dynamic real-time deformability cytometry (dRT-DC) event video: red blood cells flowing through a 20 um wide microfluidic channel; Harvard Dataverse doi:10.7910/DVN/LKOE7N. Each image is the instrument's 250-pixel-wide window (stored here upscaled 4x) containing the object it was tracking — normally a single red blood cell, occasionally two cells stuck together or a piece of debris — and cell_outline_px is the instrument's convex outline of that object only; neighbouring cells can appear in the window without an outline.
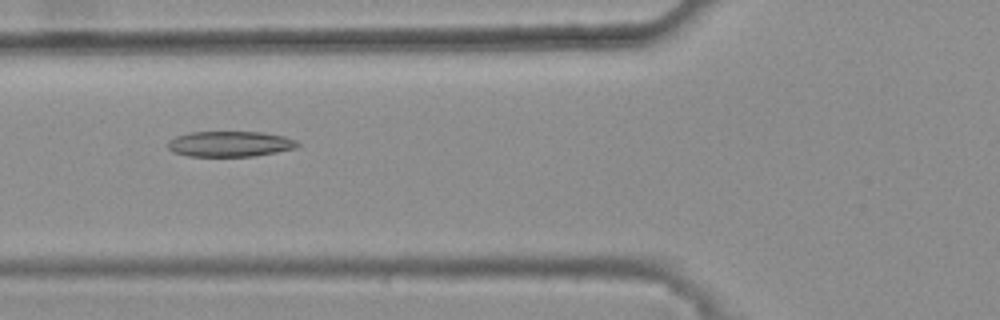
{"species": "common noctule bat (a hibernating species)", "species_latin": "Nyctalus noctula", "temperature_condition": "warm", "stored_images_in_passage": 34, "camera_frame_rate_fps": 3000, "um_per_image_px": 0.085, "animal": {"sex": "female", "body_mass_g": 25.1}, "frame": {"image": 1, "passage_image": 6, "time_ms": 1.667, "image_size_px": [1000, 320], "cell_outline_px": [[300, 144], [296, 148], [276, 152], [252, 156], [188, 156], [172, 152], [168, 148], [168, 140], [176, 136], [188, 132], [264, 132], [284, 136], [296, 140]], "centroid_in_image_um": [19.53, 12.23], "position_along_channel_um": 106.3, "area_um2": 19.36}}
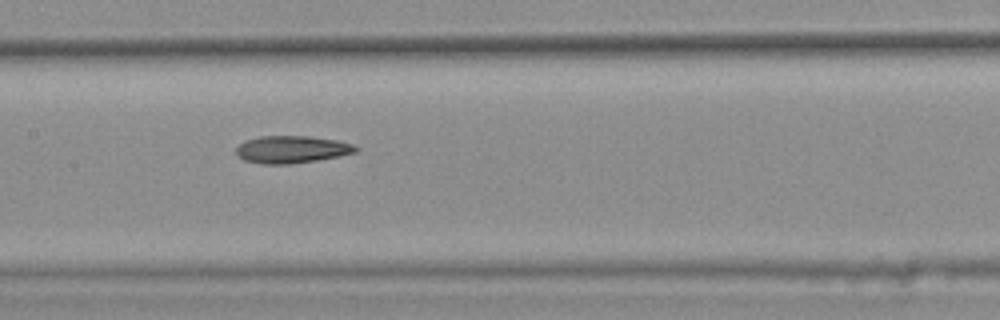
{"frame": {"image": 2, "passage_image": 12, "time_ms": 3.667, "image_size_px": [1000, 320], "cell_outline_px": [[360, 148], [356, 152], [340, 156], [316, 160], [288, 164], [260, 164], [244, 160], [236, 156], [236, 148], [244, 140], [260, 136], [308, 136], [336, 140], [352, 144]], "centroid_in_image_um": [24.77, 12.7], "position_along_channel_um": 182.6, "area_um2": 19.13}}
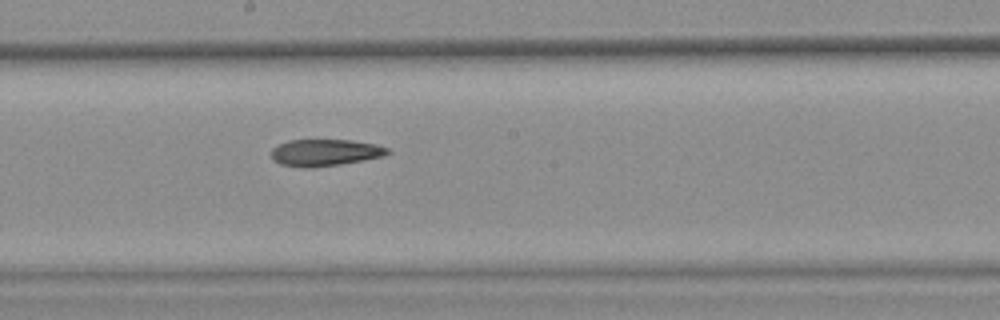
{"frame": {"image": 3, "passage_image": 15, "time_ms": 4.667, "image_size_px": [1000, 320], "cell_outline_px": [[392, 152], [384, 156], [364, 160], [340, 164], [312, 168], [300, 168], [280, 164], [272, 160], [272, 148], [288, 140], [352, 140], [376, 144], [388, 148]], "centroid_in_image_um": [27.63, 12.98], "position_along_channel_um": 220.6, "area_um2": 18.32}, "authors_computed_cell_mechanics": {"area_um2": 18.7561, "velocity_mm_per_s": 3.8094, "shape_relaxation_time_tau1_ms": null, "shape_relaxation_time_tau2_ms": 7.5488, "deformation_change_tau1": null, "deformation_change_tau2": 0.1653}}